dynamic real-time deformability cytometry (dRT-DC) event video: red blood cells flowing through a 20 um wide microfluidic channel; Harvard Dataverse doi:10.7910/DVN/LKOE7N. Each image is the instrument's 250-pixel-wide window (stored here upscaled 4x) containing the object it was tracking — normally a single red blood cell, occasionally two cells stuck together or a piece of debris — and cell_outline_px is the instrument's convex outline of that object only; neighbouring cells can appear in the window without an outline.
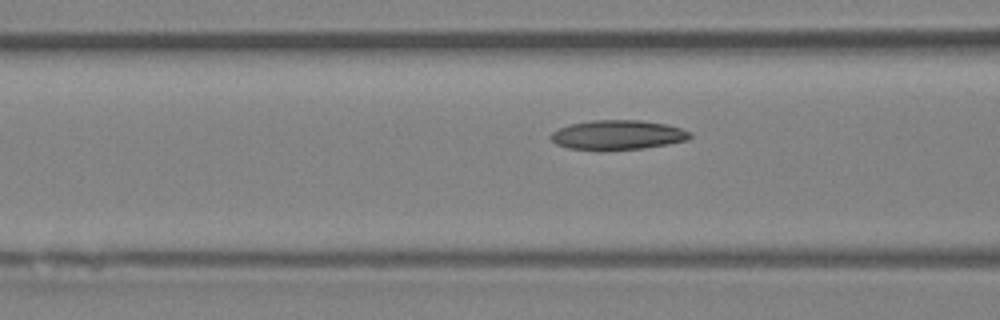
{"species": "Egyptian fruit bat (a non-hibernating species)", "species_latin": "Rousettus aegyptiacus", "temperature_condition": "room temperature", "stored_images_in_passage": 19, "camera_frame_rate_fps": 3000, "um_per_image_px": 0.085, "animal": {"sex": "female"}, "frame": {"image": 1, "passage_image": 16, "time_ms": 5.0, "image_size_px": [1000, 320], "cell_outline_px": [[692, 136], [688, 140], [668, 144], [644, 148], [604, 152], [596, 152], [568, 148], [556, 144], [548, 136], [552, 132], [568, 124], [592, 120], [640, 120], [664, 124], [680, 128], [692, 132]], "centroid_in_image_um": [52.46, 11.5], "position_along_channel_um": 114.1, "area_um2": 24.62}}